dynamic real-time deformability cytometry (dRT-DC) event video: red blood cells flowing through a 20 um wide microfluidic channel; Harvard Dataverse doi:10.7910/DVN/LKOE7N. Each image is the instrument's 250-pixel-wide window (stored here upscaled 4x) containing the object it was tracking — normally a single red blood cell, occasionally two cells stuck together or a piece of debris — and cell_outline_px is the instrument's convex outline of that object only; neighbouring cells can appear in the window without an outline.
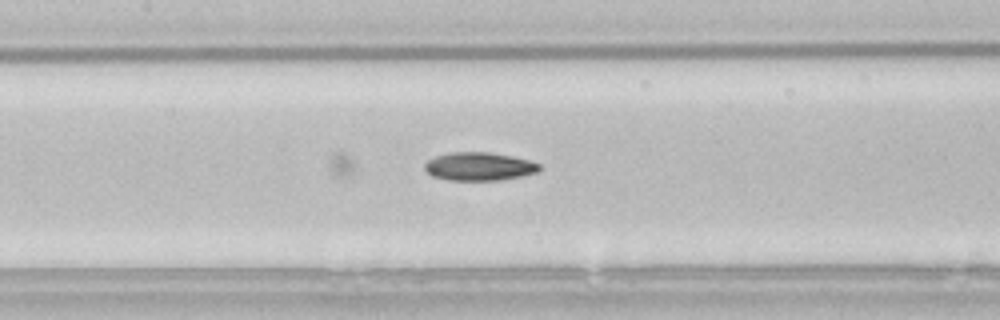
{"species": "common noctule bat (a hibernating species)", "species_latin": "Nyctalus noctula", "temperature_condition": "room temperature", "stored_images_in_passage": 40, "camera_frame_rate_fps": 3000, "um_per_image_px": 0.085, "animal": {"sex": "male", "body_mass_g": 21.5, "forearm_length_mm": 52.0}, "frame": {"image": 1, "passage_image": 19, "time_ms": 6.0, "image_size_px": [1000, 320], "cell_outline_px": [[540, 172], [500, 180], [448, 180], [432, 176], [424, 168], [424, 164], [428, 160], [436, 156], [452, 152], [488, 152], [512, 156], [528, 160], [540, 164]], "centroid_in_image_um": [40.73, 14.15], "position_along_channel_um": 166.7, "area_um2": 18.84}}
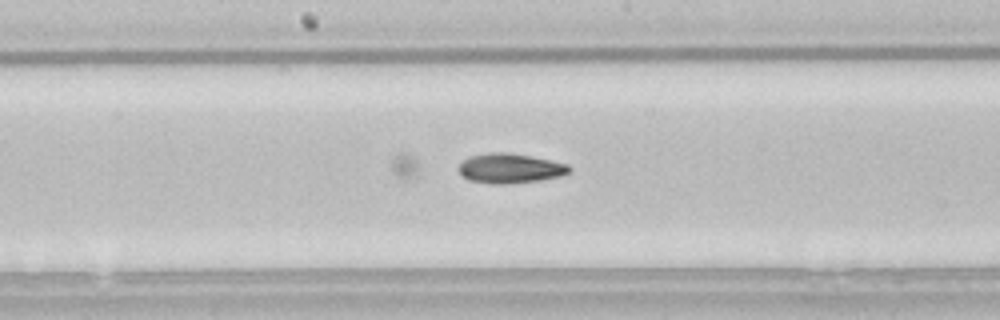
{"frame": {"image": 2, "passage_image": 22, "time_ms": 7.0, "image_size_px": [1000, 320], "cell_outline_px": [[572, 172], [560, 176], [540, 180], [504, 184], [492, 184], [468, 180], [456, 168], [464, 160], [472, 156], [488, 152], [508, 152], [568, 164], [572, 168]], "centroid_in_image_um": [43.36, 14.31], "position_along_channel_um": 204.8, "area_um2": 19.07}}
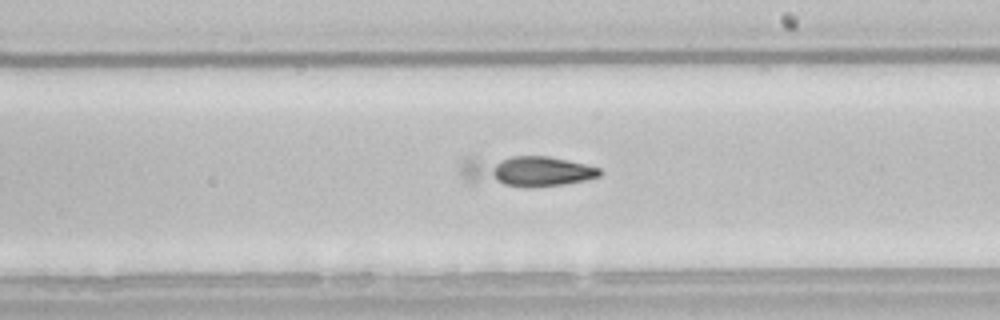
{"frame": {"image": 3, "passage_image": 25, "time_ms": 8.0, "image_size_px": [1000, 320], "cell_outline_px": [[604, 172], [600, 176], [584, 180], [564, 184], [528, 188], [468, 180], [460, 172], [460, 160], [464, 156], [548, 156], [568, 160], [600, 168]], "centroid_in_image_um": [44.7, 14.5], "position_along_channel_um": 244.3, "area_um2": 25.32}}